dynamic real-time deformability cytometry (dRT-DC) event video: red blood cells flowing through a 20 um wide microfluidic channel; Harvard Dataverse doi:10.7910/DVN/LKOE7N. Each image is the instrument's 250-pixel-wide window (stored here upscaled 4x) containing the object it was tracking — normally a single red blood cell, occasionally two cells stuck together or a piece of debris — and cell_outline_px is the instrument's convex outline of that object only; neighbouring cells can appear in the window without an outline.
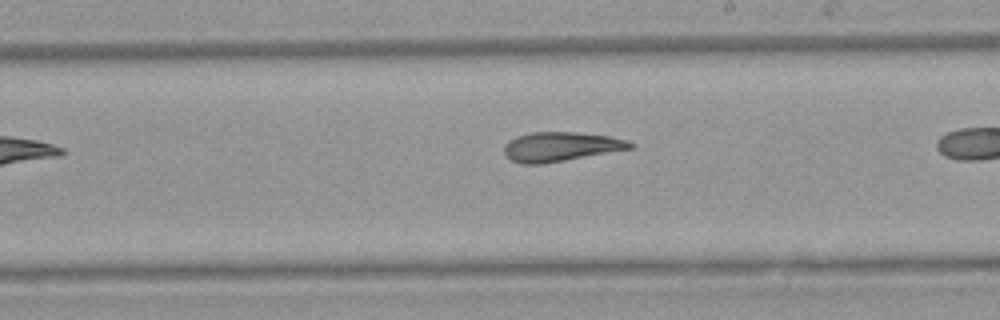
{"species": "Egyptian fruit bat (a non-hibernating species)", "species_latin": "Rousettus aegyptiacus", "temperature_condition": "warm", "stored_images_in_passage": 19, "camera_frame_rate_fps": 3000, "um_per_image_px": 0.085, "animal": {"sex": "female"}, "frame": {"image": 1, "passage_image": 16, "time_ms": 5.0, "image_size_px": [1000, 320], "cell_outline_px": [[636, 148], [540, 164], [520, 164], [512, 160], [504, 152], [504, 144], [508, 140], [516, 136], [532, 132], [576, 132], [608, 136], [624, 140], [636, 144]], "centroid_in_image_um": [47.66, 12.46], "position_along_channel_um": 241.3, "area_um2": 21.5}}
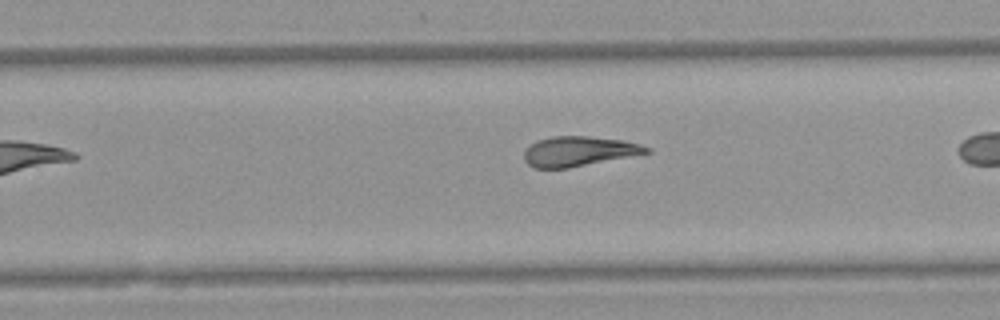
{"frame": {"image": 2, "passage_image": 19, "time_ms": 6.0, "image_size_px": [1000, 320], "cell_outline_px": [[652, 152], [568, 168], [532, 168], [524, 160], [524, 152], [536, 140], [552, 136], [588, 136], [624, 140], [640, 144], [652, 148]], "centroid_in_image_um": [49.21, 12.85], "position_along_channel_um": 280.6, "area_um2": 21.33}}